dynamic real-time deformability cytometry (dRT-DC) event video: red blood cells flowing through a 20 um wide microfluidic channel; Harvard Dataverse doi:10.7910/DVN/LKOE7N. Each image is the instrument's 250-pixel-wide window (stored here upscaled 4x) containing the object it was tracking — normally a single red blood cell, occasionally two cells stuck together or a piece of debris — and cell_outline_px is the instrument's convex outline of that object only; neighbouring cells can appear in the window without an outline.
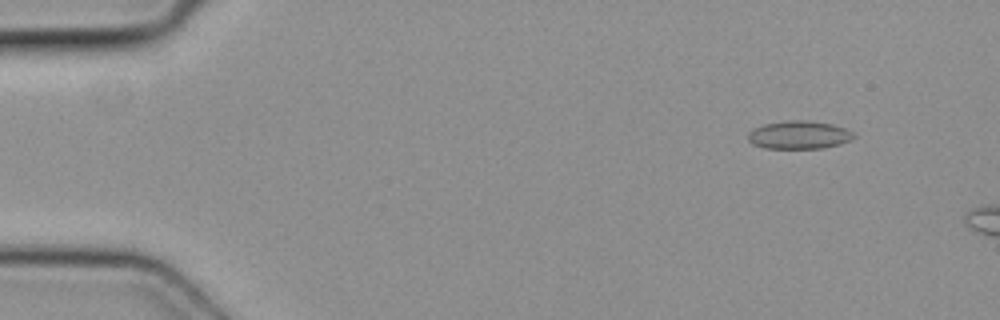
{"species": "common noctule bat (a hibernating species)", "species_latin": "Nyctalus noctula", "temperature_condition": "cold", "stored_images_in_passage": 4, "camera_frame_rate_fps": 3000, "um_per_image_px": 0.085, "animal": {"sex": "female", "body_mass_g": 19.3, "forearm_length_mm": 54.1}, "frame": {"image": 1, "passage_image": 2, "time_ms": 0.333, "image_size_px": [1000, 320], "cell_outline_px": [[856, 136], [852, 140], [840, 144], [824, 148], [764, 148], [752, 144], [748, 140], [748, 132], [764, 124], [788, 120], [808, 120], [832, 124], [844, 128], [852, 132]], "centroid_in_image_um": [67.93, 11.47], "position_along_channel_um": 17.1, "area_um2": 17.34}}